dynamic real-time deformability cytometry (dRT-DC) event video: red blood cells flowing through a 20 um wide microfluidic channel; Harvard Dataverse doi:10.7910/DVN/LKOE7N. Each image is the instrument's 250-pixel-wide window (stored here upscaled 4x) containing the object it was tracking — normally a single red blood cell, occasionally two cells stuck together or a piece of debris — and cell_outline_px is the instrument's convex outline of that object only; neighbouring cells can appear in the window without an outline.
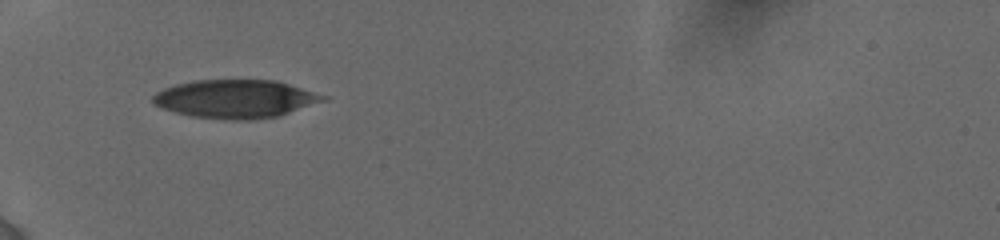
{"species": "human", "species_latin": "Homo sapiens", "temperature_condition": "cold", "stored_images_in_passage": 3, "camera_frame_rate_fps": 3000, "um_per_image_px": 0.085, "donor": {"sex": "female"}, "frame": {"image": 1, "passage_image": 1, "time_ms": 0.0, "image_size_px": [1000, 240], "cell_outline_px": [[328, 100], [280, 116], [256, 120], [228, 120], [192, 116], [160, 108], [152, 104], [152, 96], [156, 92], [164, 88], [176, 84], [192, 80], [276, 80], [328, 96]], "centroid_in_image_um": [20.02, 8.41], "position_along_channel_um": 65.0, "area_um2": 38.44}}